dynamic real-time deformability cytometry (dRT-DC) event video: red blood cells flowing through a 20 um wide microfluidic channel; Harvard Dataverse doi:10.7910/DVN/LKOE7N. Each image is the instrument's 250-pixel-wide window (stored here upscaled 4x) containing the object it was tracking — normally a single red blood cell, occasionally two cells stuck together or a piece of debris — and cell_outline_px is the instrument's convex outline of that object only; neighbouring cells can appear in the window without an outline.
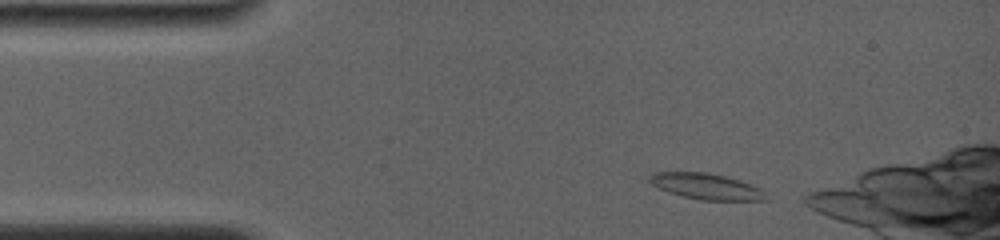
{"species": "common noctule bat (a hibernating species)", "species_latin": "Nyctalus noctula", "temperature_condition": "room temperature", "stored_images_in_passage": 28, "camera_frame_rate_fps": 4000, "um_per_image_px": 0.085, "animal": {"sex": "female", "body_mass_g": 19.0, "forearm_length_mm": 56.7}, "frame": {"image": 1, "passage_image": 1, "time_ms": 0.0, "image_size_px": [1000, 240], "cell_outline_px": [[768, 200], [700, 200], [668, 192], [652, 184], [648, 180], [648, 176], [652, 172], [708, 172], [740, 180], [760, 188], [764, 192]], "centroid_in_image_um": [60.01, 15.83], "position_along_channel_um": 25.0, "area_um2": 17.51}}
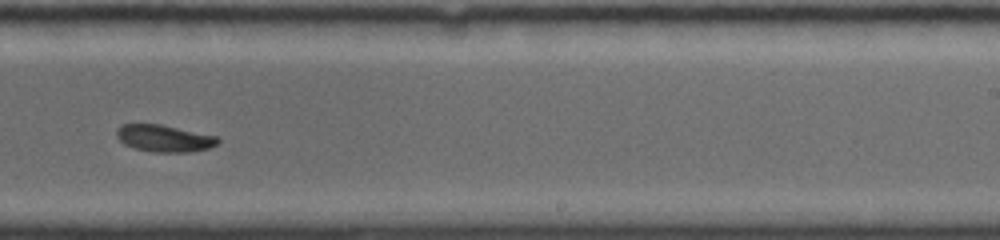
{"frame": {"image": 2, "passage_image": 17, "time_ms": 8.0, "image_size_px": [1000, 240], "cell_outline_px": [[220, 140], [216, 144], [208, 148], [192, 152], [152, 152], [136, 148], [124, 144], [116, 136], [116, 132], [124, 124], [160, 124], [216, 136]], "centroid_in_image_um": [13.96, 11.76], "position_along_channel_um": 275.0, "area_um2": 15.66}}
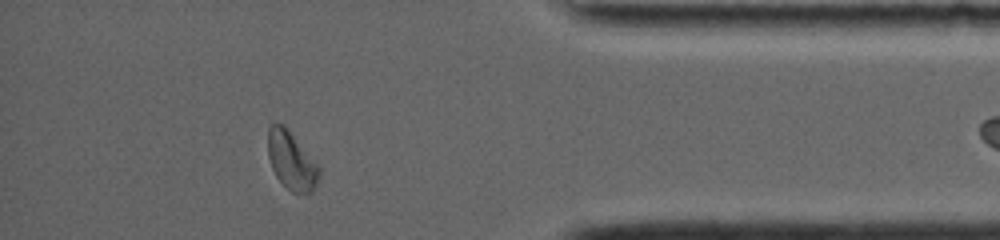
{"frame": {"image": 3, "passage_image": 25, "time_ms": 12.0, "image_size_px": [1000, 240], "cell_outline_px": [[320, 172], [316, 184], [312, 192], [292, 192], [276, 176], [272, 168], [268, 156], [268, 128], [272, 124], [284, 124], [288, 128], [320, 168]], "centroid_in_image_um": [24.76, 13.63], "position_along_channel_um": 410.4, "area_um2": 16.99}, "authors_computed_cell_mechanics": {"area_um2": 16.9065, "velocity_mm_per_s": 3.8311, "shape_relaxation_time_tau1_ms": 3.142, "shape_relaxation_time_tau2_ms": null, "deformation_change_tau1": 0.1369, "deformation_change_tau2": null}}